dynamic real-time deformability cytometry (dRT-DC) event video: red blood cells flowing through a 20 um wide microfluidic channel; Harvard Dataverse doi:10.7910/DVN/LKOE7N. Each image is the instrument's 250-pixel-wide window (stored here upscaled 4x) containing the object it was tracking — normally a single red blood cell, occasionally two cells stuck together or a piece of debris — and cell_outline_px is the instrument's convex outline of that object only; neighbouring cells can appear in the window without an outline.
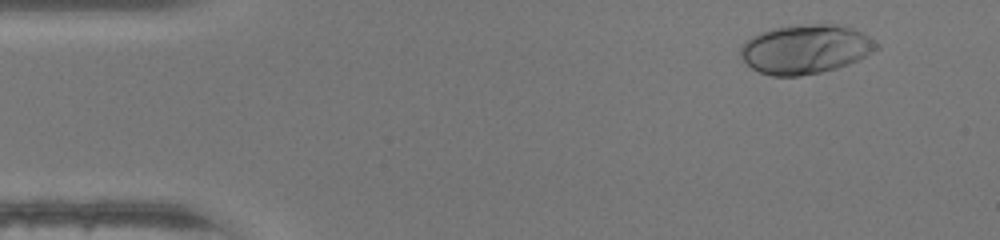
{"species": "human", "species_latin": "Homo sapiens", "temperature_condition": "warm", "stored_images_in_passage": 38, "camera_frame_rate_fps": 3000, "um_per_image_px": 0.085, "donor": {"sex": "female"}, "frame": {"image": 1, "passage_image": 4, "time_ms": 1.0, "image_size_px": [1000, 240], "cell_outline_px": [[880, 48], [848, 64], [836, 68], [820, 72], [800, 76], [772, 76], [760, 72], [752, 68], [740, 56], [740, 48], [752, 36], [760, 32], [772, 28], [800, 24], [836, 24], [852, 28], [868, 36], [880, 44]], "centroid_in_image_um": [68.47, 4.17], "position_along_channel_um": 16.5, "area_um2": 38.78}}
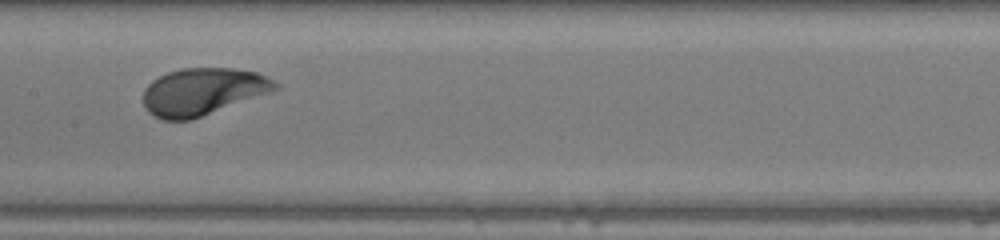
{"frame": {"image": 2, "passage_image": 23, "time_ms": 7.333, "image_size_px": [1000, 240], "cell_outline_px": [[280, 88], [192, 120], [160, 120], [152, 116], [148, 112], [144, 104], [144, 88], [152, 80], [168, 72], [180, 68], [232, 68], [256, 72], [280, 84]], "centroid_in_image_um": [17.2, 7.79], "position_along_channel_um": 190.2, "area_um2": 36.18}}
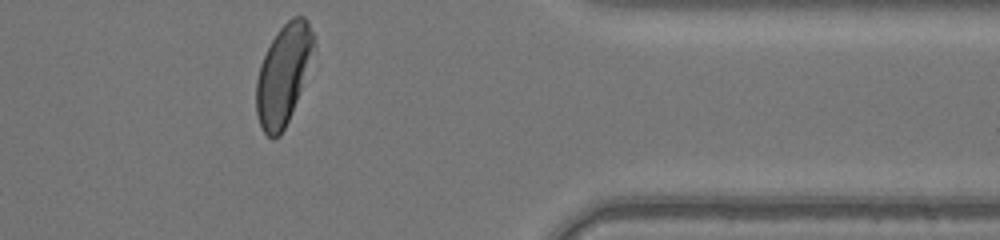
{"frame": {"image": 3, "passage_image": 38, "time_ms": 12.333, "image_size_px": [1000, 240], "cell_outline_px": [[316, 48], [296, 100], [288, 120], [280, 136], [272, 140], [264, 132], [260, 124], [256, 112], [256, 80], [260, 64], [276, 32], [292, 16], [304, 16], [308, 20], [316, 40]], "centroid_in_image_um": [24.1, 6.29], "position_along_channel_um": 387.3, "area_um2": 33.35}, "authors_computed_cell_mechanics": {"area_um2": 35.7204, "velocity_mm_per_s": 4.3511, "shape_relaxation_time_tau1_ms": 1.9107, "shape_relaxation_time_tau2_ms": null, "deformation_change_tau1": 0.1449, "deformation_change_tau2": null}}